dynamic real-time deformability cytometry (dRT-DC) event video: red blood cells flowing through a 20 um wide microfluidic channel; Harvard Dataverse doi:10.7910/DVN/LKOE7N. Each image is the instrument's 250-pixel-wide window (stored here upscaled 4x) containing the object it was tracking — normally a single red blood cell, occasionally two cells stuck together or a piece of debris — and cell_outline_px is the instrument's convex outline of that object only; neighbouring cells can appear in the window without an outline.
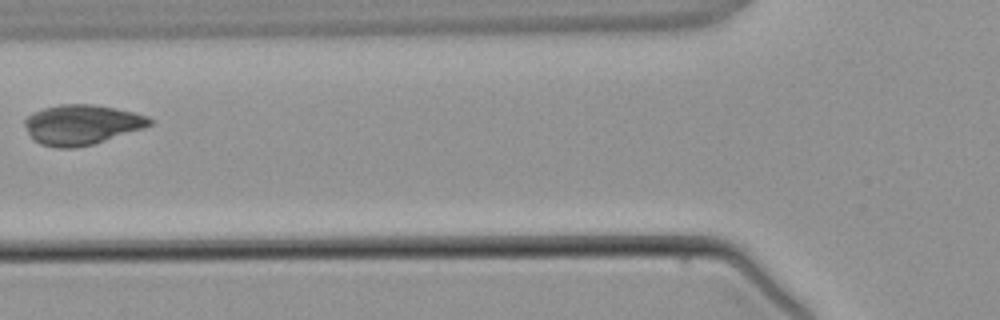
{"species": "common noctule bat (a hibernating species)", "species_latin": "Nyctalus noctula", "temperature_condition": "warm", "stored_images_in_passage": 6, "camera_frame_rate_fps": 3000, "um_per_image_px": 0.085, "animal": {"sex": "male", "body_mass_g": 21.5, "forearm_length_mm": 52.0}, "frame": {"image": 1, "passage_image": 6, "time_ms": 6.333, "image_size_px": [1000, 320], "cell_outline_px": [[152, 124], [144, 128], [92, 144], [76, 148], [56, 148], [40, 144], [28, 132], [24, 124], [24, 120], [32, 112], [44, 108], [60, 104], [92, 104], [116, 108], [148, 116], [152, 120]], "centroid_in_image_um": [6.94, 10.59], "position_along_channel_um": 118.9, "area_um2": 28.96}}